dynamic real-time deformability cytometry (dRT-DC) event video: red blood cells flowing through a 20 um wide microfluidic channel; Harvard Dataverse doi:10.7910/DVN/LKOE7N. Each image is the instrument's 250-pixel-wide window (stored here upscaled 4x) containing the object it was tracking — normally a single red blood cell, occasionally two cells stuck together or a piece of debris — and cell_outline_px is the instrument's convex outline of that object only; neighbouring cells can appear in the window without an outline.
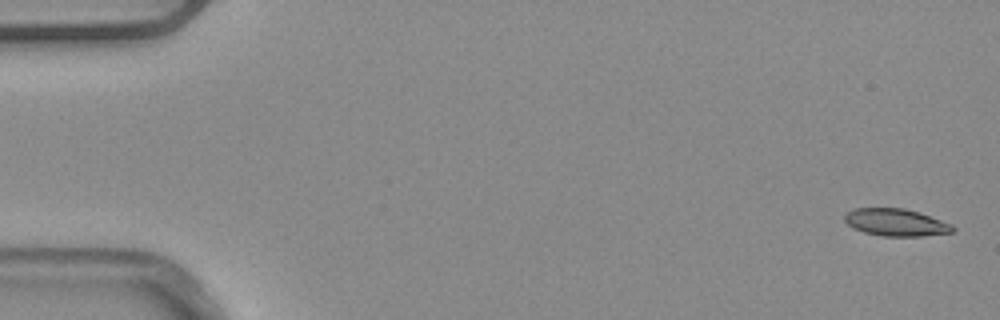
{"species": "common noctule bat (a hibernating species)", "species_latin": "Nyctalus noctula", "temperature_condition": "warm", "stored_images_in_passage": 5, "camera_frame_rate_fps": 3000, "um_per_image_px": 0.085, "animal": {"sex": "male", "body_mass_g": 20.4}, "frame": {"image": 1, "passage_image": 1, "time_ms": 0.0, "image_size_px": [1000, 320], "cell_outline_px": [[956, 228], [952, 232], [924, 236], [884, 236], [864, 232], [852, 228], [844, 220], [844, 216], [848, 212], [856, 208], [904, 208], [952, 224]], "centroid_in_image_um": [76.14, 18.91], "position_along_channel_um": 8.9, "area_um2": 16.99}}
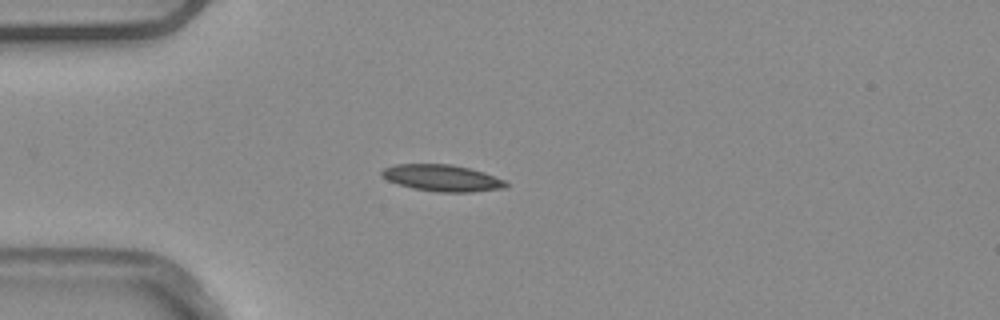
{"frame": {"image": 2, "passage_image": 4, "time_ms": 1.0, "image_size_px": [1000, 320], "cell_outline_px": [[508, 188], [472, 192], [436, 192], [412, 188], [388, 180], [380, 172], [384, 168], [396, 164], [452, 164], [484, 172], [504, 180], [508, 184]], "centroid_in_image_um": [37.62, 15.13], "position_along_channel_um": 47.4, "area_um2": 19.19}}